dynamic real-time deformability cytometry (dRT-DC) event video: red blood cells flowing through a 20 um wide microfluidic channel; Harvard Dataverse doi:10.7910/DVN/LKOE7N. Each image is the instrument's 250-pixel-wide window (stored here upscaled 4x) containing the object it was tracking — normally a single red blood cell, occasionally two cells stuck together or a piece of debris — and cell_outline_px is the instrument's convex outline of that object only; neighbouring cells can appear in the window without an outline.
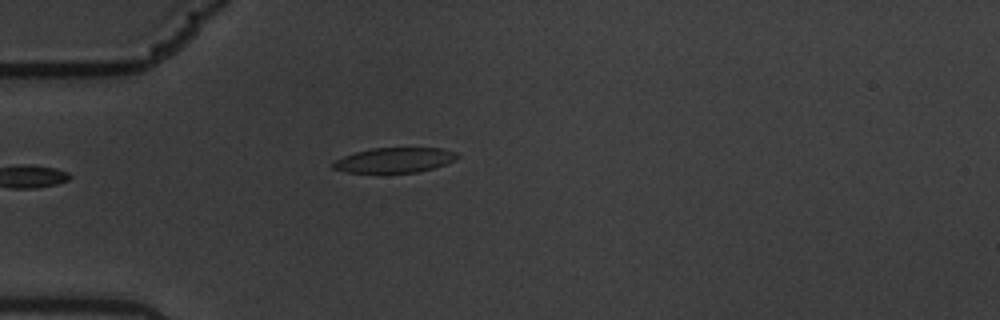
{"species": "common noctule bat (a hibernating species)", "species_latin": "Nyctalus noctula", "temperature_condition": "warm", "stored_images_in_passage": 10, "camera_frame_rate_fps": 3000, "um_per_image_px": 0.085, "animal": {"sex": "male", "body_mass_g": 19.5, "forearm_length_mm": 54.6}, "frame": {"image": 1, "passage_image": 1, "time_ms": 0.0, "image_size_px": [1000, 320], "cell_outline_px": [[460, 156], [456, 160], [432, 168], [416, 172], [344, 172], [332, 168], [332, 164], [336, 160], [344, 156], [356, 152], [372, 148], [440, 148], [456, 152]], "centroid_in_image_um": [33.54, 13.6], "position_along_channel_um": 51.5, "area_um2": 17.86}}